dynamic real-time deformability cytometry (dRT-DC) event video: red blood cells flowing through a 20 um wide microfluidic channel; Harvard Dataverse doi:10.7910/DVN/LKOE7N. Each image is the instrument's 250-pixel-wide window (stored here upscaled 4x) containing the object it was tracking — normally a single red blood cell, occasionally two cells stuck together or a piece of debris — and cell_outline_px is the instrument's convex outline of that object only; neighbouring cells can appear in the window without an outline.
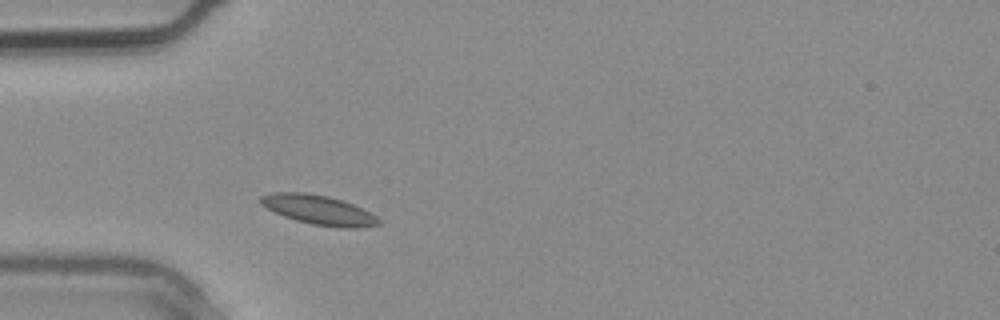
{"species": "common noctule bat (a hibernating species)", "species_latin": "Nyctalus noctula", "temperature_condition": "warm", "stored_images_in_passage": 1, "camera_frame_rate_fps": 3000, "um_per_image_px": 0.085, "animal": {"sex": "male", "body_mass_g": 20.4}, "frame": {"image": 1, "passage_image": 1, "time_ms": 0.0, "image_size_px": [1000, 320], "cell_outline_px": [[380, 224], [360, 228], [340, 228], [312, 224], [296, 220], [284, 216], [260, 204], [260, 196], [272, 192], [308, 192], [328, 196], [352, 204], [376, 216], [380, 220]], "centroid_in_image_um": [27.07, 17.84], "position_along_channel_um": 57.9, "area_um2": 20.11}}